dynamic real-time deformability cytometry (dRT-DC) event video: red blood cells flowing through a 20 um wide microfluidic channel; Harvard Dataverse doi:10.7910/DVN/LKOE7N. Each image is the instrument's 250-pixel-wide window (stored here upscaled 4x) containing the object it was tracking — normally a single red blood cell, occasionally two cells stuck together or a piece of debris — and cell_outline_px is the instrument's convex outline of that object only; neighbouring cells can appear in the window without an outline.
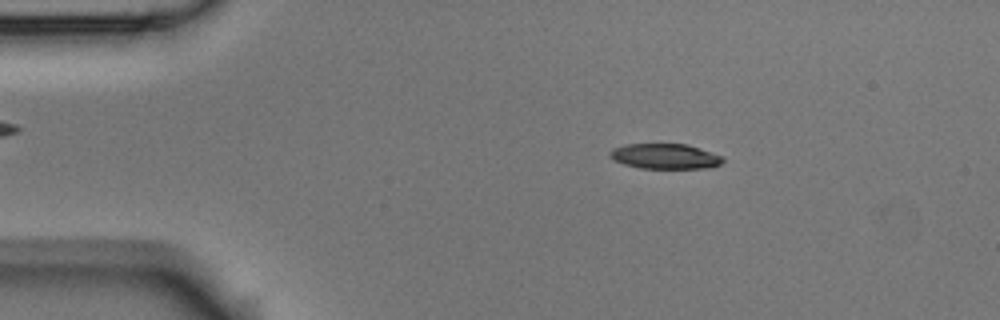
{"species": "Egyptian fruit bat (a non-hibernating species)", "species_latin": "Rousettus aegyptiacus", "temperature_condition": "room temperature", "stored_images_in_passage": 4, "camera_frame_rate_fps": 3000, "um_per_image_px": 0.085, "animal": {"sex": "male"}, "frame": {"image": 1, "passage_image": 2, "time_ms": 0.333, "image_size_px": [1000, 320], "cell_outline_px": [[724, 160], [720, 164], [708, 168], [640, 168], [624, 164], [612, 160], [608, 156], [608, 152], [612, 148], [624, 144], [688, 144], [724, 156]], "centroid_in_image_um": [56.5, 13.28], "position_along_channel_um": 28.5, "area_um2": 16.82}}